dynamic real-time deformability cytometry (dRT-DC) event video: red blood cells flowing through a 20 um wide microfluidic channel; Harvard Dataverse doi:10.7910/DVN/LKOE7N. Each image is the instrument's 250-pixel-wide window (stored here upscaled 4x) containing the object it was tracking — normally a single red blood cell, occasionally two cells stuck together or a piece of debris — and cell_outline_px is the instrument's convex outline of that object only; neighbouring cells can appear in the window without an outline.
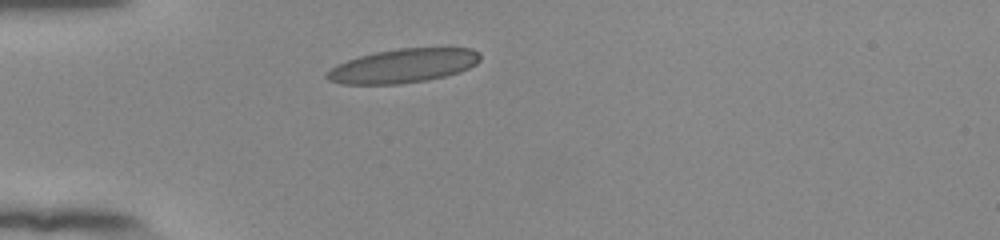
{"species": "human", "species_latin": "Homo sapiens", "temperature_condition": "room temperature", "stored_images_in_passage": 29, "camera_frame_rate_fps": 3000, "um_per_image_px": 0.085, "donor": {"sex": "female"}, "frame": {"image": 1, "passage_image": 1, "time_ms": 0.0, "image_size_px": [1000, 240], "cell_outline_px": [[480, 60], [476, 64], [460, 72], [428, 80], [400, 84], [340, 84], [328, 80], [324, 76], [336, 64], [360, 56], [376, 52], [396, 48], [472, 48], [480, 52]], "centroid_in_image_um": [34.28, 5.59], "position_along_channel_um": 50.7, "area_um2": 30.4}}
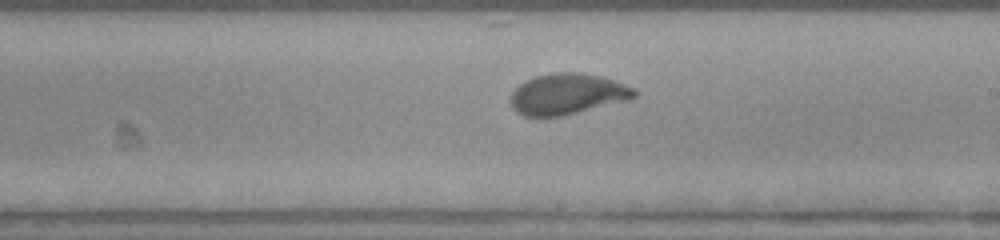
{"frame": {"image": 2, "passage_image": 17, "time_ms": 5.333, "image_size_px": [1000, 240], "cell_outline_px": [[636, 96], [628, 100], [564, 116], [540, 120], [536, 120], [524, 116], [516, 112], [512, 108], [512, 92], [524, 80], [536, 76], [560, 72], [580, 72], [600, 76], [636, 88]], "centroid_in_image_um": [48.19, 8.04], "position_along_channel_um": 240.8, "area_um2": 30.06}}
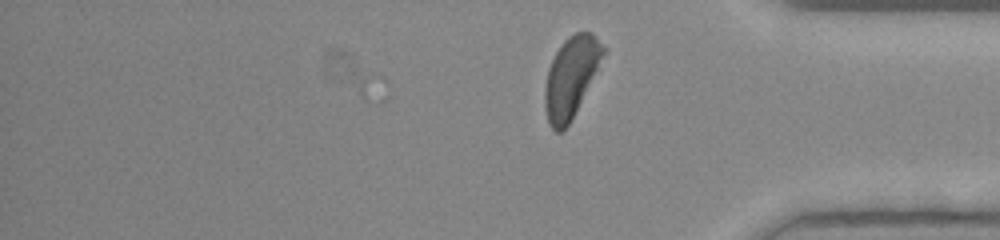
{"frame": {"image": 3, "passage_image": 29, "time_ms": 9.333, "image_size_px": [1000, 240], "cell_outline_px": [[608, 48], [568, 124], [560, 132], [556, 132], [548, 124], [544, 104], [544, 88], [548, 68], [556, 52], [564, 40], [568, 36], [576, 32], [592, 32]], "centroid_in_image_um": [48.53, 6.5], "position_along_channel_um": 386.7, "area_um2": 26.99}, "authors_computed_cell_mechanics": {"area_um2": 29.6514, "velocity_mm_per_s": 3.8897, "shape_relaxation_time_tau1_ms": 4.2972, "shape_relaxation_time_tau2_ms": null, "deformation_change_tau1": 0.1714, "deformation_change_tau2": null}}